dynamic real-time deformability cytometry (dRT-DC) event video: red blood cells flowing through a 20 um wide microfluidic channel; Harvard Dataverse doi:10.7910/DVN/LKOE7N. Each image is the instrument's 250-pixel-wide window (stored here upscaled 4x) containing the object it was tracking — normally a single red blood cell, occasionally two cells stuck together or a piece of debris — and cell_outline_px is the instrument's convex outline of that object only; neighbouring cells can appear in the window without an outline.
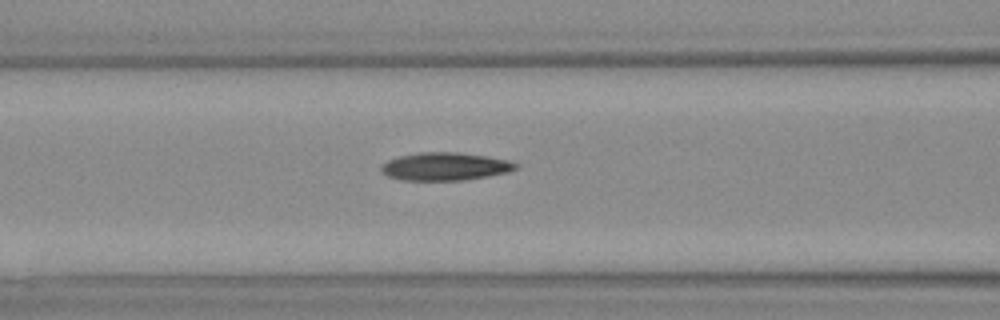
{"species": "Egyptian fruit bat (a non-hibernating species)", "species_latin": "Rousettus aegyptiacus", "temperature_condition": "warm", "stored_images_in_passage": 27, "camera_frame_rate_fps": 3000, "um_per_image_px": 0.085, "animal": {"sex": "female"}, "frame": {"image": 1, "passage_image": 12, "time_ms": 3.667, "image_size_px": [1000, 320], "cell_outline_px": [[520, 164], [516, 168], [508, 172], [488, 176], [464, 180], [400, 180], [388, 176], [380, 172], [380, 168], [388, 160], [400, 156], [424, 152], [456, 152], [488, 156], [508, 160]], "centroid_in_image_um": [37.84, 14.15], "position_along_channel_um": 128.8, "area_um2": 21.85}}